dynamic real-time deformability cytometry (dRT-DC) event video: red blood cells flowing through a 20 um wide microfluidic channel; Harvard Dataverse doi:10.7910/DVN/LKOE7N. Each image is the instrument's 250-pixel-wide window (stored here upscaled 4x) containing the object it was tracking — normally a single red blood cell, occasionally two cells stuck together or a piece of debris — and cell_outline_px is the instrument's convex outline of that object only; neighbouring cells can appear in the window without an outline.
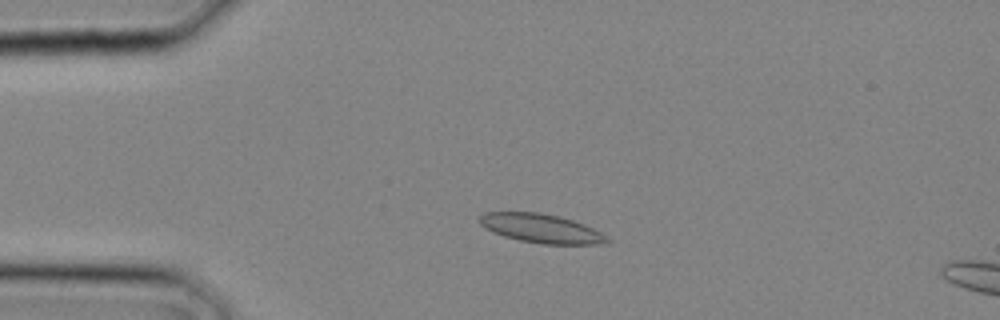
{"species": "common noctule bat (a hibernating species)", "species_latin": "Nyctalus noctula", "temperature_condition": "cold", "stored_images_in_passage": 27, "camera_frame_rate_fps": 3000, "um_per_image_px": 0.085, "animal": {"sex": "male", "body_mass_g": 20.4}, "frame": {"image": 1, "passage_image": 6, "time_ms": 1.667, "image_size_px": [1000, 320], "cell_outline_px": [[612, 240], [608, 244], [540, 244], [520, 240], [504, 236], [484, 228], [476, 220], [484, 212], [540, 212], [560, 216], [584, 224], [608, 236]], "centroid_in_image_um": [46.01, 19.41], "position_along_channel_um": 39.0, "area_um2": 21.73}}
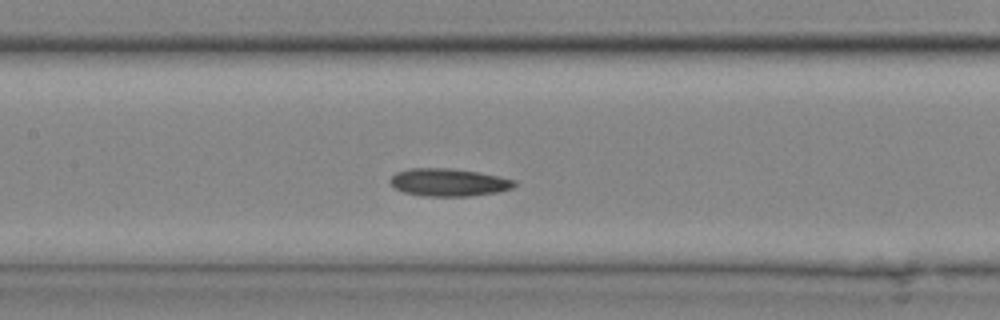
{"frame": {"image": 2, "passage_image": 13, "time_ms": 4.0, "image_size_px": [1000, 320], "cell_outline_px": [[516, 184], [512, 188], [496, 192], [468, 196], [424, 196], [404, 192], [396, 188], [388, 180], [396, 172], [408, 168], [448, 168], [480, 172], [500, 176], [516, 180]], "centroid_in_image_um": [38.14, 15.49], "position_along_channel_um": 169.3, "area_um2": 20.06}}
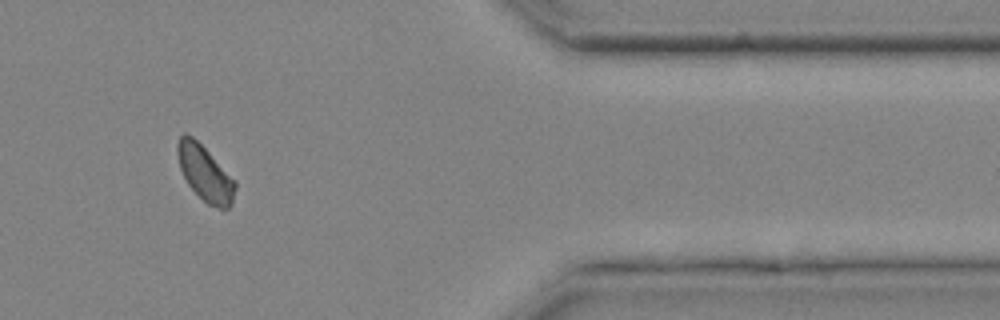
{"frame": {"image": 3, "passage_image": 24, "time_ms": 7.667, "image_size_px": [1000, 320], "cell_outline_px": [[236, 188], [232, 200], [228, 208], [220, 208], [208, 204], [188, 184], [180, 168], [176, 152], [176, 144], [180, 136], [184, 132], [192, 136], [236, 180]], "centroid_in_image_um": [17.41, 14.7], "position_along_channel_um": 394.0, "area_um2": 18.32}}